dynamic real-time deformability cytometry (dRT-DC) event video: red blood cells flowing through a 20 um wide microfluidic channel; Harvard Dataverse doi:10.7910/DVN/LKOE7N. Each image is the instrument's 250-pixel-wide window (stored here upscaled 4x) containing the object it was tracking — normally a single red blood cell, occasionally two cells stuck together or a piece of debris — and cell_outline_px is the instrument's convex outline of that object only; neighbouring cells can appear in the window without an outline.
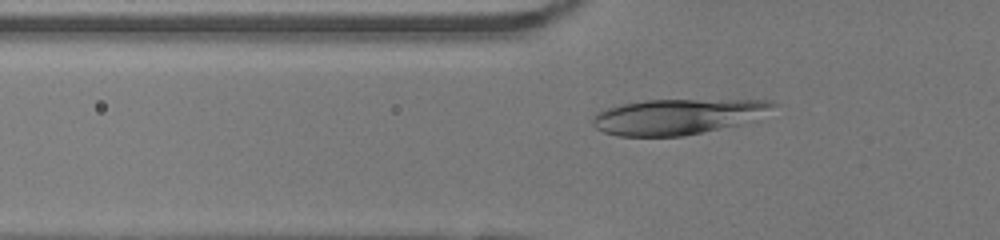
{"species": "human", "species_latin": "Homo sapiens", "temperature_condition": "room temperature", "stored_images_in_passage": 40, "camera_frame_rate_fps": 3000, "um_per_image_px": 0.085, "donor": {"sex": "female"}, "frame": {"image": 1, "passage_image": 7, "time_ms": 2.0, "image_size_px": [1000, 240], "cell_outline_px": [[780, 104], [760, 120], [684, 136], [616, 136], [604, 132], [596, 128], [592, 124], [592, 116], [596, 112], [604, 108], [620, 104], [644, 100], [772, 100]], "centroid_in_image_um": [57.66, 9.9], "position_along_channel_um": 68.1, "area_um2": 38.09}}
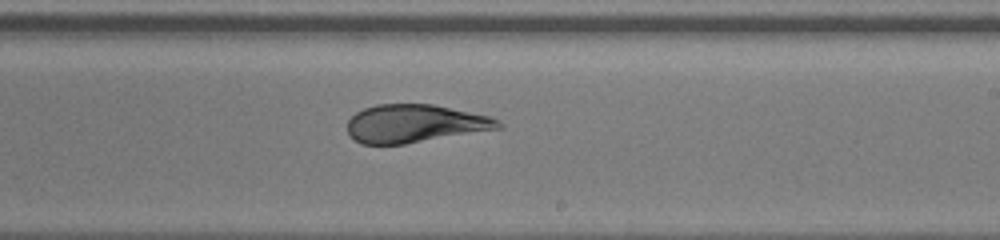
{"frame": {"image": 2, "passage_image": 21, "time_ms": 6.667, "image_size_px": [1000, 240], "cell_outline_px": [[504, 128], [404, 144], [360, 144], [348, 136], [348, 120], [356, 112], [364, 108], [376, 104], [432, 104], [488, 116], [500, 120], [504, 124]], "centroid_in_image_um": [35.26, 10.51], "position_along_channel_um": 253.7, "area_um2": 33.58}}
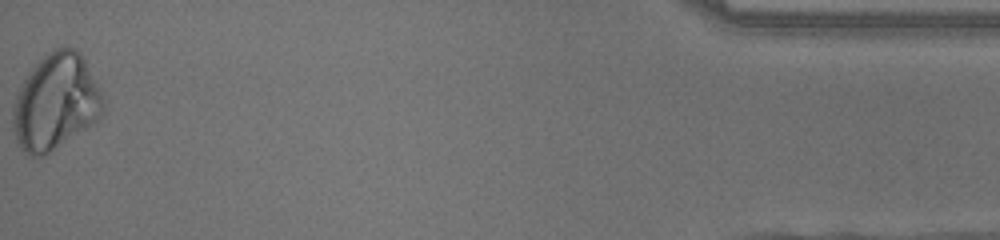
{"frame": {"image": 3, "passage_image": 40, "time_ms": 13.0, "image_size_px": [1000, 240], "cell_outline_px": [[104, 112], [100, 120], [96, 124], [48, 152], [40, 156], [28, 156], [20, 148], [16, 140], [12, 128], [12, 108], [16, 96], [28, 72], [44, 56], [56, 48], [72, 48], [80, 52], [104, 96]], "centroid_in_image_um": [4.75, 8.71], "position_along_channel_um": 430.4, "area_um2": 50.58}, "authors_computed_cell_mechanics": {"area_um2": 37.3388, "velocity_mm_per_s": 4.0427, "shape_relaxation_time_tau1_ms": 5.9897, "shape_relaxation_time_tau2_ms": 0.9331, "deformation_change_tau1": 0.1644, "deformation_change_tau2": 0.0525}}